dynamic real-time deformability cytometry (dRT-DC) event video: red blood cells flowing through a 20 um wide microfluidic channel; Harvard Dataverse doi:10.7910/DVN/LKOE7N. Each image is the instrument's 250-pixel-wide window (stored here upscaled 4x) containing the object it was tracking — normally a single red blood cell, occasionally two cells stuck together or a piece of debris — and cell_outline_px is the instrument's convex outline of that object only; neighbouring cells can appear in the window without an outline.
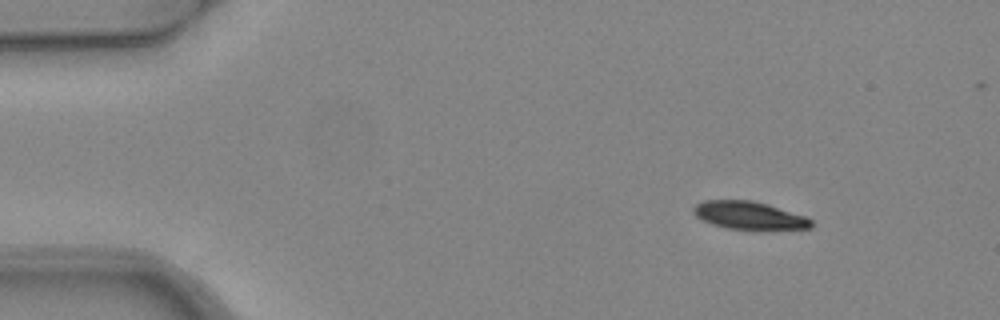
{"species": "common noctule bat (a hibernating species)", "species_latin": "Nyctalus noctula", "temperature_condition": "warm", "stored_images_in_passage": 6, "camera_frame_rate_fps": 3000, "um_per_image_px": 0.085, "animal": {"sex": "female", "body_mass_g": 24.6, "forearm_length_mm": 56.2}, "frame": {"image": 1, "passage_image": 1, "time_ms": 0.0, "image_size_px": [1000, 320], "cell_outline_px": [[812, 228], [728, 228], [712, 224], [696, 216], [692, 212], [692, 208], [696, 204], [704, 200], [752, 200], [768, 204], [804, 216], [812, 220]], "centroid_in_image_um": [63.62, 18.28], "position_along_channel_um": 21.4, "area_um2": 18.55}}
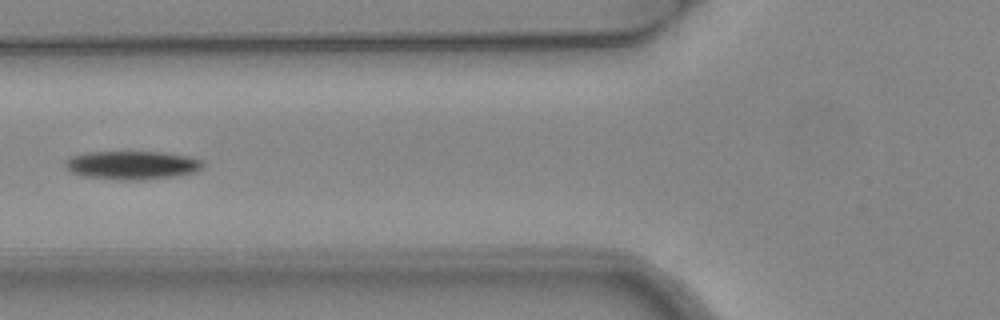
{"frame": {"image": 2, "passage_image": 5, "time_ms": 1.333, "image_size_px": [1000, 320], "cell_outline_px": [[204, 168], [196, 172], [180, 176], [144, 180], [116, 180], [80, 176], [72, 172], [64, 164], [72, 156], [88, 152], [164, 152], [188, 156], [204, 160]], "centroid_in_image_um": [11.31, 14.05], "position_along_channel_um": 114.5, "area_um2": 23.24}}
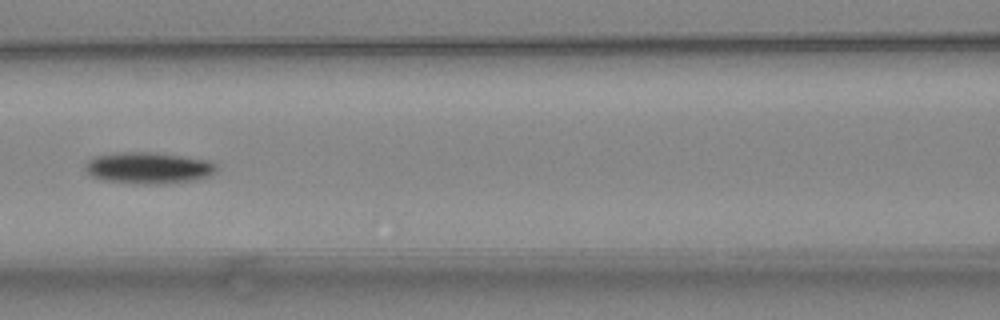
{"frame": {"image": 3, "passage_image": 6, "time_ms": 1.667, "image_size_px": [1000, 320], "cell_outline_px": [[216, 172], [208, 176], [192, 180], [156, 184], [144, 184], [100, 180], [92, 176], [84, 168], [88, 160], [96, 156], [120, 152], [152, 152], [208, 160], [216, 164]], "centroid_in_image_um": [12.6, 14.27], "position_along_channel_um": 154.0, "area_um2": 23.81}}